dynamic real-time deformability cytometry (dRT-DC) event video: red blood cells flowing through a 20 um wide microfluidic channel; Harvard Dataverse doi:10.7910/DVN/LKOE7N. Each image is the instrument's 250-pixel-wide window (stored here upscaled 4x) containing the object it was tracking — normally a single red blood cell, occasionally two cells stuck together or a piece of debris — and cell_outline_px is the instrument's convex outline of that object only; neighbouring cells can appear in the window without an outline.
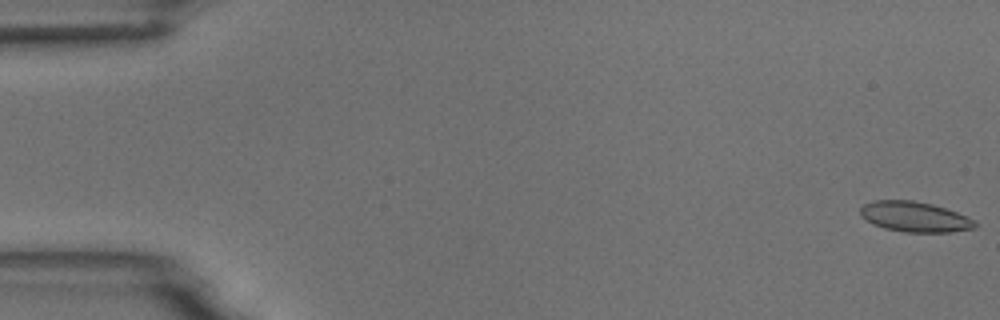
{"species": "common noctule bat (a hibernating species)", "species_latin": "Nyctalus noctula", "temperature_condition": "room temperature", "stored_images_in_passage": 6, "camera_frame_rate_fps": 3000, "um_per_image_px": 0.085, "animal": {"sex": "male", "body_mass_g": 18.8}, "frame": {"image": 1, "passage_image": 1, "time_ms": 0.0, "image_size_px": [1000, 320], "cell_outline_px": [[980, 224], [976, 228], [952, 232], [904, 232], [884, 228], [872, 224], [860, 216], [860, 208], [864, 204], [872, 200], [912, 200], [932, 204], [956, 212], [976, 220]], "centroid_in_image_um": [77.76, 18.43], "position_along_channel_um": 7.2, "area_um2": 20.46}}
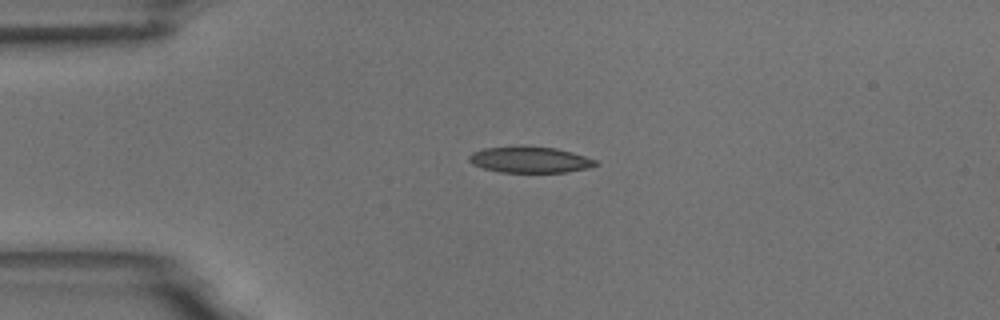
{"frame": {"image": 2, "passage_image": 6, "time_ms": 6.667, "image_size_px": [1000, 320], "cell_outline_px": [[600, 164], [588, 168], [564, 172], [500, 172], [484, 168], [472, 164], [468, 160], [468, 156], [472, 152], [484, 148], [556, 148], [572, 152], [596, 160]], "centroid_in_image_um": [45.05, 13.6], "position_along_channel_um": 39.9, "area_um2": 18.61}}